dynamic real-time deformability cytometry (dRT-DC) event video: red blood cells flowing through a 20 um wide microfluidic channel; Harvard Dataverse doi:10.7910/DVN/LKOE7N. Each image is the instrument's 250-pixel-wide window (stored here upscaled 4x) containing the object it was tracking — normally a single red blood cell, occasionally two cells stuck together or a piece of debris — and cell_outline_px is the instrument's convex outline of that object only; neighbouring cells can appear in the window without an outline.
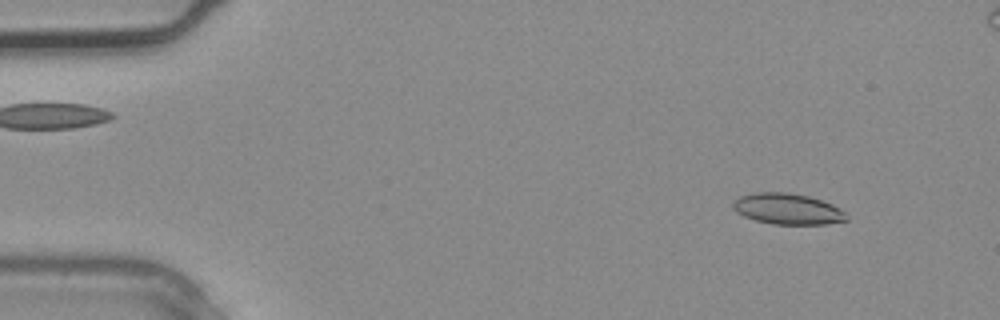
{"species": "common noctule bat (a hibernating species)", "species_latin": "Nyctalus noctula", "temperature_condition": "warm", "stored_images_in_passage": 2, "camera_frame_rate_fps": 3000, "um_per_image_px": 0.085, "animal": {"sex": "male", "body_mass_g": 20.4}, "frame": {"image": 1, "passage_image": 2, "time_ms": 0.333, "image_size_px": [1000, 320], "cell_outline_px": [[848, 220], [828, 224], [772, 224], [756, 220], [744, 216], [736, 212], [732, 208], [732, 204], [740, 196], [752, 192], [788, 192], [808, 196], [832, 204], [840, 208], [848, 216]], "centroid_in_image_um": [66.94, 17.76], "position_along_channel_um": 18.1, "area_um2": 20.52}}